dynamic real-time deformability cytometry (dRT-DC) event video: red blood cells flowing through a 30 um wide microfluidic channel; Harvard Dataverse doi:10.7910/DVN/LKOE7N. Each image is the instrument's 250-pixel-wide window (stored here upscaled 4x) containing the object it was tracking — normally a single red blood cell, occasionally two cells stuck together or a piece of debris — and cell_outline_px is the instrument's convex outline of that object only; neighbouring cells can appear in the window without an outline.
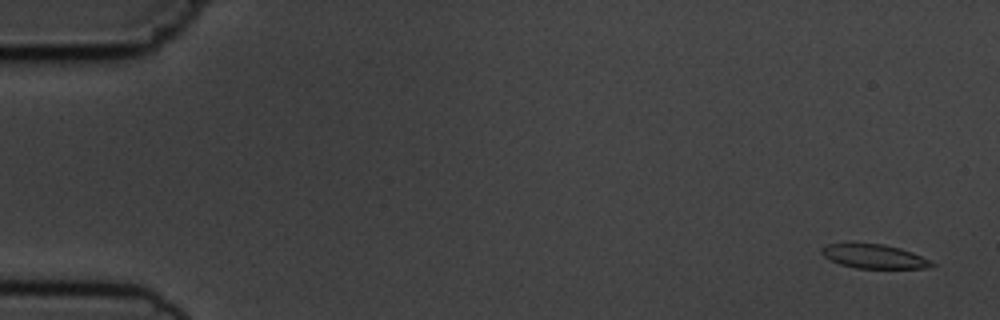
{"species": "common noctule bat (a hibernating species)", "species_latin": "Nyctalus noctula", "temperature_condition": "cold", "stored_images_in_passage": 6, "camera_frame_rate_fps": 3000, "um_per_image_px": 0.085, "animal": {"sex": "male", "body_mass_g": 19.5, "forearm_length_mm": 54.6}, "frame": {"image": 1, "passage_image": 1, "time_ms": 0.0, "image_size_px": [1000, 320], "cell_outline_px": [[936, 264], [924, 268], [856, 268], [840, 264], [824, 256], [820, 252], [820, 248], [824, 244], [884, 244], [900, 248], [912, 252]], "centroid_in_image_um": [74.26, 21.79], "position_along_channel_um": 10.7, "area_um2": 15.14}}
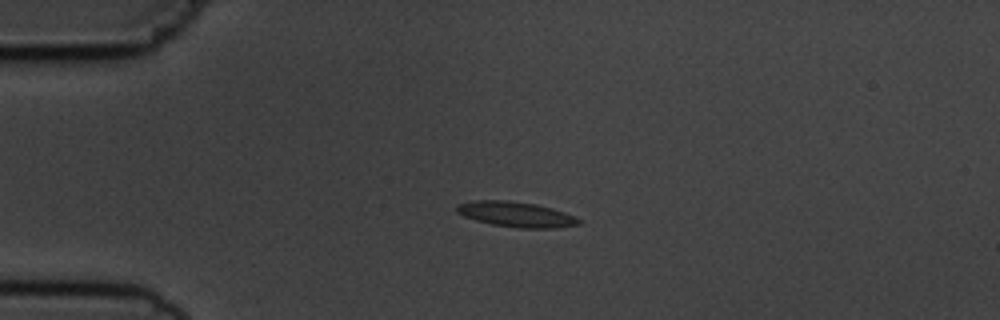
{"frame": {"image": 2, "passage_image": 4, "time_ms": 3.667, "image_size_px": [1000, 320], "cell_outline_px": [[580, 224], [556, 228], [516, 228], [492, 224], [476, 220], [464, 216], [456, 212], [456, 204], [472, 200], [508, 200], [536, 204], [552, 208], [564, 212], [580, 220]], "centroid_in_image_um": [43.82, 18.21], "position_along_channel_um": 41.2, "area_um2": 17.98}}
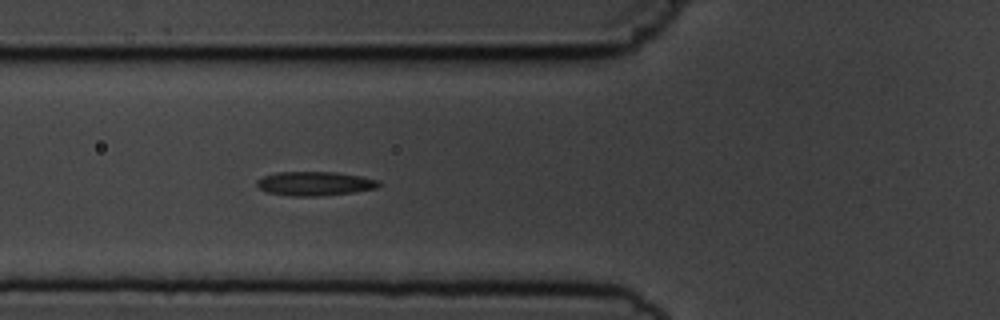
{"frame": {"image": 3, "passage_image": 6, "time_ms": 6.0, "image_size_px": [1000, 320], "cell_outline_px": [[380, 184], [376, 188], [352, 192], [320, 196], [292, 196], [268, 192], [260, 188], [256, 184], [256, 180], [264, 176], [276, 172], [336, 172], [360, 176], [380, 180]], "centroid_in_image_um": [26.75, 15.6], "position_along_channel_um": 99.0, "area_um2": 16.99}}